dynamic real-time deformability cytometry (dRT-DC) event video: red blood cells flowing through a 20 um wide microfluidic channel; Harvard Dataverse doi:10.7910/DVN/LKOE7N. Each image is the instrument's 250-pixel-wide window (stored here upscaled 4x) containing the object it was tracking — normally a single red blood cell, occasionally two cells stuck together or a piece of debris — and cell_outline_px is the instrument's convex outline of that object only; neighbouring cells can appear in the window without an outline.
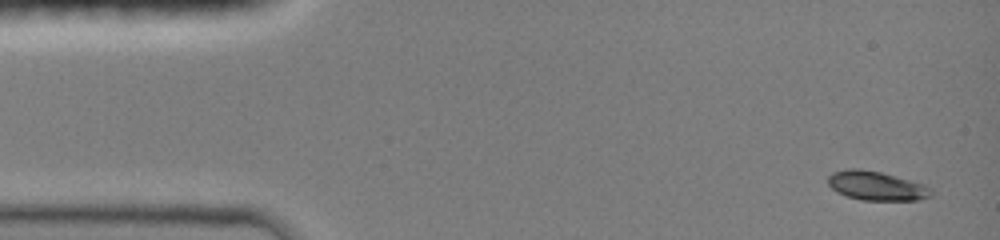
{"species": "common noctule bat (a hibernating species)", "species_latin": "Nyctalus noctula", "temperature_condition": "room temperature", "stored_images_in_passage": 14, "camera_frame_rate_fps": 3000, "um_per_image_px": 0.085, "animal": {"sex": "female", "body_mass_g": 19.0, "forearm_length_mm": 51.5}, "frame": {"image": 1, "passage_image": 1, "time_ms": 0.0, "image_size_px": [1000, 240], "cell_outline_px": [[932, 196], [916, 200], [860, 200], [836, 192], [828, 184], [828, 176], [832, 172], [852, 168], [856, 168], [880, 172], [908, 180], [920, 184], [928, 188], [932, 192]], "centroid_in_image_um": [74.43, 15.8], "position_along_channel_um": 10.6, "area_um2": 17.11}}
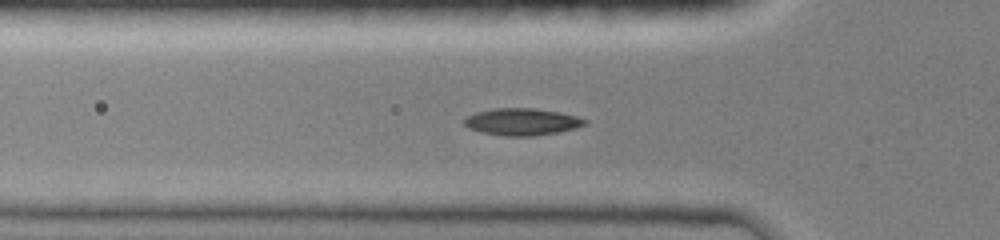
{"frame": {"image": 2, "passage_image": 12, "time_ms": 4.333, "image_size_px": [1000, 240], "cell_outline_px": [[588, 124], [576, 128], [556, 132], [532, 136], [504, 136], [480, 132], [468, 128], [464, 124], [464, 120], [468, 116], [476, 112], [496, 108], [532, 108], [560, 112], [576, 116], [588, 120]], "centroid_in_image_um": [44.38, 10.35], "position_along_channel_um": 81.4, "area_um2": 18.96}}
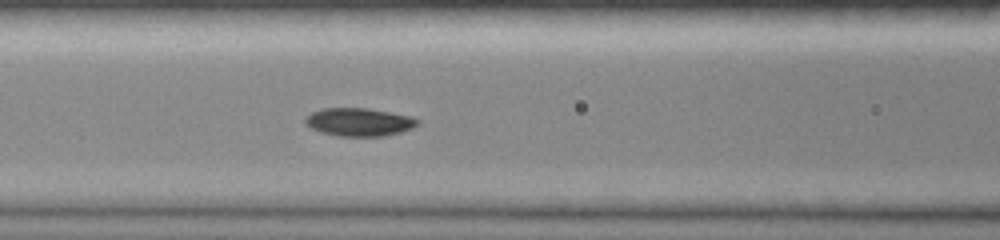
{"frame": {"image": 3, "passage_image": 14, "time_ms": 5.667, "image_size_px": [1000, 240], "cell_outline_px": [[420, 124], [412, 128], [400, 132], [384, 136], [340, 136], [320, 132], [312, 128], [304, 120], [304, 116], [312, 112], [324, 108], [364, 108], [412, 116], [420, 120]], "centroid_in_image_um": [30.54, 10.37], "position_along_channel_um": 136.1, "area_um2": 18.32}}